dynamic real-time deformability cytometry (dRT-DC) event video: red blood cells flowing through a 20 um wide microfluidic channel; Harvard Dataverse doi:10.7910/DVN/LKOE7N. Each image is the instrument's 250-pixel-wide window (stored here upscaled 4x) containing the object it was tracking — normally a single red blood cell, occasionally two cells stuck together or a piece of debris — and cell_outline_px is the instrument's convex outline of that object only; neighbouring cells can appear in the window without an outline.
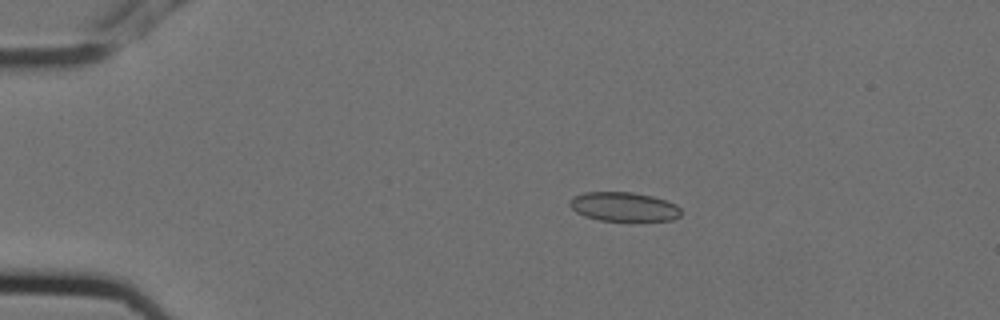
{"species": "Egyptian fruit bat (a non-hibernating species)", "species_latin": "Rousettus aegyptiacus", "temperature_condition": "cold", "stored_images_in_passage": 5, "camera_frame_rate_fps": 3000, "um_per_image_px": 0.085, "animal": {"sex": "female"}, "frame": {"image": 1, "passage_image": 4, "time_ms": 1.0, "image_size_px": [1000, 320], "cell_outline_px": [[680, 216], [672, 220], [632, 224], [600, 220], [584, 216], [576, 212], [568, 204], [568, 200], [584, 192], [632, 192], [652, 196], [676, 204], [680, 208]], "centroid_in_image_um": [53.05, 17.63], "position_along_channel_um": 32.0, "area_um2": 19.77}}